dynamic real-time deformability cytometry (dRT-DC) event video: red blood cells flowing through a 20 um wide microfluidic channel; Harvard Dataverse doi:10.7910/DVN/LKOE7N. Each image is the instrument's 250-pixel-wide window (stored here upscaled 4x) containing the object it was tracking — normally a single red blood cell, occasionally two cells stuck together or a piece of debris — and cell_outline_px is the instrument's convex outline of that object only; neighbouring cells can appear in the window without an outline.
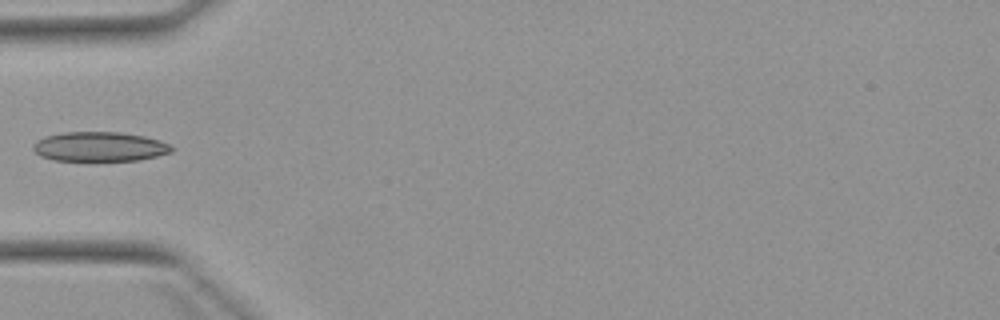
{"species": "Egyptian fruit bat (a non-hibernating species)", "species_latin": "Rousettus aegyptiacus", "temperature_condition": "warm", "stored_images_in_passage": 5, "camera_frame_rate_fps": 3000, "um_per_image_px": 0.085, "animal": {"sex": "female"}, "frame": {"image": 1, "passage_image": 4, "time_ms": 4.667, "image_size_px": [1000, 320], "cell_outline_px": [[176, 148], [172, 152], [140, 160], [52, 160], [40, 156], [32, 148], [32, 144], [36, 140], [44, 136], [64, 132], [120, 132], [144, 136], [160, 140]], "centroid_in_image_um": [8.46, 12.46], "position_along_channel_um": 76.5, "area_um2": 23.93}}
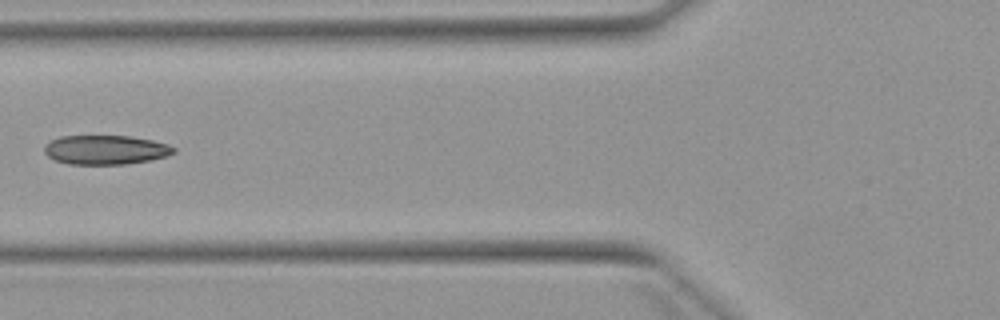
{"frame": {"image": 2, "passage_image": 5, "time_ms": 5.667, "image_size_px": [1000, 320], "cell_outline_px": [[176, 152], [164, 156], [148, 160], [124, 164], [68, 164], [56, 160], [48, 156], [44, 152], [44, 144], [48, 140], [60, 136], [132, 136], [152, 140], [168, 144], [176, 148]], "centroid_in_image_um": [8.93, 12.72], "position_along_channel_um": 116.9, "area_um2": 22.08}}